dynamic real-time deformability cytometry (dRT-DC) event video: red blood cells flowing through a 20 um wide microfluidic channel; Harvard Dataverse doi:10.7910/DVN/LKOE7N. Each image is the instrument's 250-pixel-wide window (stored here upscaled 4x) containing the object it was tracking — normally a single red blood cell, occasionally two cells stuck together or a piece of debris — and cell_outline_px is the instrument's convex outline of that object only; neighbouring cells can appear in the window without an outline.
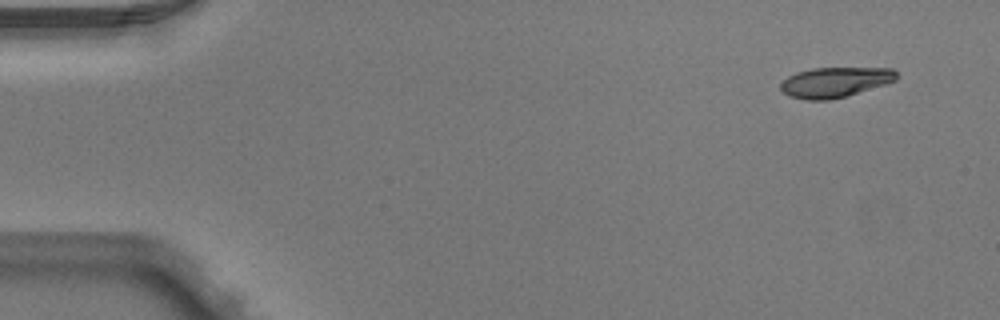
{"species": "Egyptian fruit bat (a non-hibernating species)", "species_latin": "Rousettus aegyptiacus", "temperature_condition": "warm", "stored_images_in_passage": 4, "camera_frame_rate_fps": 3000, "um_per_image_px": 0.085, "animal": {"sex": "male"}, "frame": {"image": 1, "passage_image": 1, "time_ms": 0.0, "image_size_px": [1000, 320], "cell_outline_px": [[900, 76], [896, 80], [884, 84], [844, 96], [828, 100], [804, 100], [788, 96], [780, 88], [780, 84], [788, 76], [796, 72], [812, 68], [892, 68]], "centroid_in_image_um": [70.95, 6.98], "position_along_channel_um": 14.1, "area_um2": 20.23}}
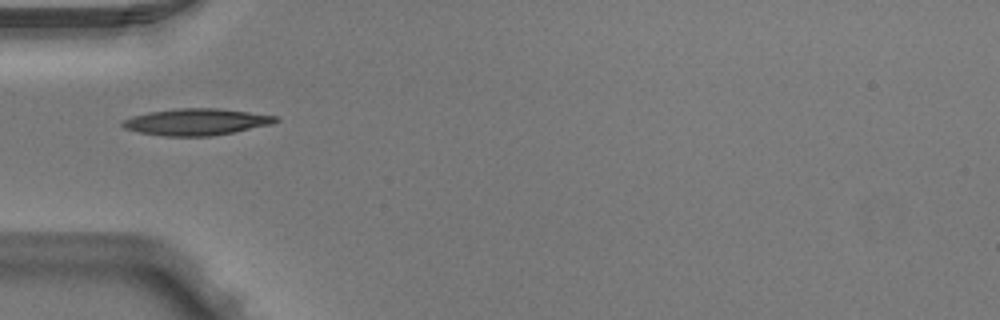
{"frame": {"image": 2, "passage_image": 4, "time_ms": 1.0, "image_size_px": [1000, 320], "cell_outline_px": [[280, 120], [272, 124], [212, 136], [164, 136], [136, 132], [124, 128], [120, 124], [120, 120], [132, 116], [148, 112], [176, 108], [220, 108], [280, 116]], "centroid_in_image_um": [16.66, 10.35], "position_along_channel_um": 68.3, "area_um2": 24.04}}